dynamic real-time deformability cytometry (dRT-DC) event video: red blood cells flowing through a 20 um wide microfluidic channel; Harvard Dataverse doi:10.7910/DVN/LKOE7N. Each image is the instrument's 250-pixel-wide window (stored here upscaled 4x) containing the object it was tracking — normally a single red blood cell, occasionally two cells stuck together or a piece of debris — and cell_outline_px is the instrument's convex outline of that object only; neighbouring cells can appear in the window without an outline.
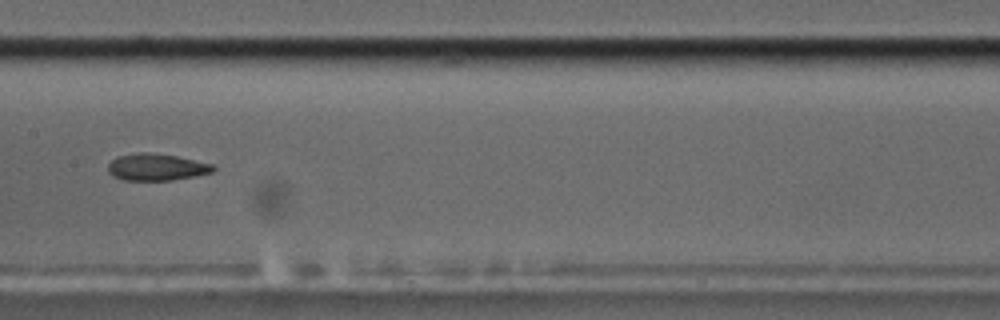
{"species": "common noctule bat (a hibernating species)", "species_latin": "Nyctalus noctula", "temperature_condition": "cold", "stored_images_in_passage": 15, "camera_frame_rate_fps": 3000, "um_per_image_px": 0.085, "animal": {"sex": "male", "body_mass_g": 17.5, "forearm_length_mm": 52.3}, "frame": {"image": 1, "passage_image": 7, "time_ms": 7.667, "image_size_px": [1000, 320], "cell_outline_px": [[216, 168], [212, 172], [196, 176], [172, 180], [124, 180], [112, 176], [108, 172], [108, 164], [116, 156], [140, 152], [148, 152], [176, 156], [212, 164]], "centroid_in_image_um": [13.27, 14.2], "position_along_channel_um": 194.1, "area_um2": 16.47}}
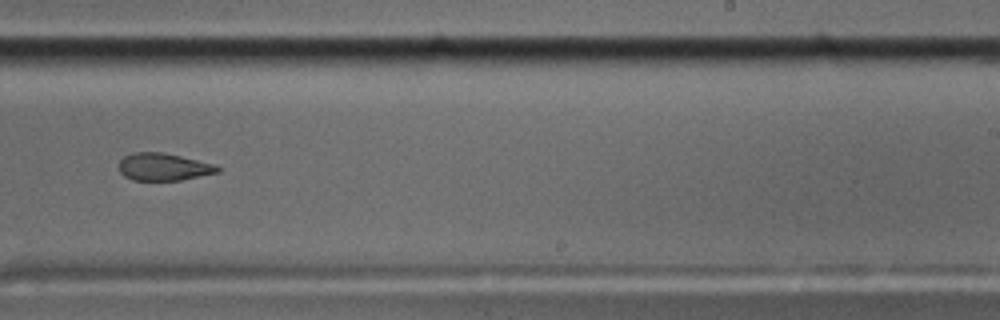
{"frame": {"image": 2, "passage_image": 9, "time_ms": 10.0, "image_size_px": [1000, 320], "cell_outline_px": [[220, 172], [180, 180], [132, 180], [124, 176], [120, 172], [120, 160], [124, 156], [132, 152], [164, 152], [216, 164], [220, 168]], "centroid_in_image_um": [13.91, 14.18], "position_along_channel_um": 275.1, "area_um2": 15.84}, "authors_computed_cell_mechanics": {"area_um2": 17.1088, "velocity_mm_per_s": 3.4902, "shape_relaxation_time_tau1_ms": null, "shape_relaxation_time_tau2_ms": 3.1163, "deformation_change_tau1": null, "deformation_change_tau2": 0.1032}}